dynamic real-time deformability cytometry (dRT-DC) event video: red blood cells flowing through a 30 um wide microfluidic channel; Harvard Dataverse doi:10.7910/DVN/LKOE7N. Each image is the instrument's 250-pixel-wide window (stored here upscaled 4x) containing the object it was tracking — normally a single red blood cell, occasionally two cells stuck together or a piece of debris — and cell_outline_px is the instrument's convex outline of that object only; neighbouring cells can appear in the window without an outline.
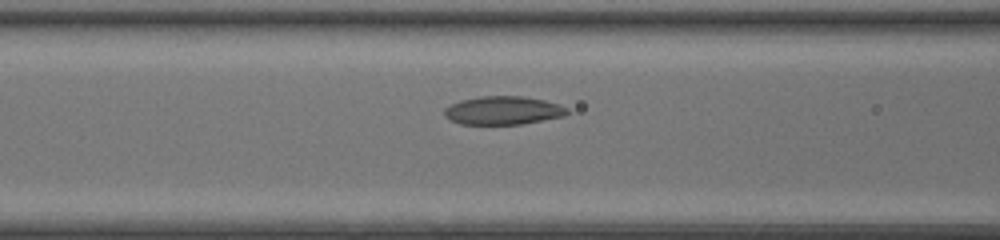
{"species": "common noctule bat (a hibernating species)", "species_latin": "Nyctalus noctula", "temperature_condition": "room temperature", "stored_images_in_passage": 35, "camera_frame_rate_fps": 3000, "um_per_image_px": 0.085, "animal": {"sex": "female", "body_mass_g": 20.0, "forearm_length_mm": 54.0}, "frame": {"image": 1, "passage_image": 13, "time_ms": 4.0, "image_size_px": [1000, 240], "cell_outline_px": [[568, 112], [564, 116], [520, 124], [460, 124], [444, 116], [444, 108], [460, 100], [480, 96], [524, 96], [544, 100], [560, 104], [568, 108]], "centroid_in_image_um": [42.76, 9.38], "position_along_channel_um": 123.8, "area_um2": 20.29}}
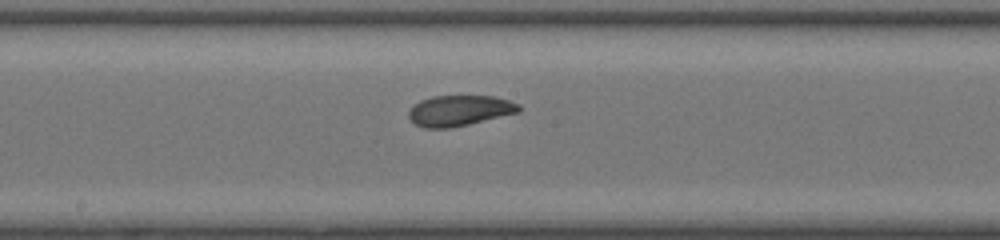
{"frame": {"image": 2, "passage_image": 19, "time_ms": 6.0, "image_size_px": [1000, 240], "cell_outline_px": [[520, 112], [468, 124], [448, 128], [424, 128], [416, 124], [408, 116], [408, 112], [420, 100], [432, 96], [492, 96], [508, 100], [520, 104]], "centroid_in_image_um": [39.07, 9.39], "position_along_channel_um": 209.1, "area_um2": 19.48}}
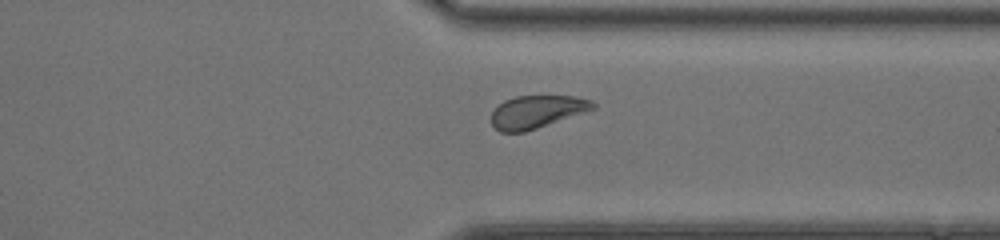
{"frame": {"image": 3, "passage_image": 30, "time_ms": 9.667, "image_size_px": [1000, 240], "cell_outline_px": [[596, 108], [524, 132], [500, 132], [492, 124], [492, 112], [504, 100], [516, 96], [572, 96], [592, 100], [596, 104]], "centroid_in_image_um": [45.63, 9.49], "position_along_channel_um": 365.8, "area_um2": 19.07}}